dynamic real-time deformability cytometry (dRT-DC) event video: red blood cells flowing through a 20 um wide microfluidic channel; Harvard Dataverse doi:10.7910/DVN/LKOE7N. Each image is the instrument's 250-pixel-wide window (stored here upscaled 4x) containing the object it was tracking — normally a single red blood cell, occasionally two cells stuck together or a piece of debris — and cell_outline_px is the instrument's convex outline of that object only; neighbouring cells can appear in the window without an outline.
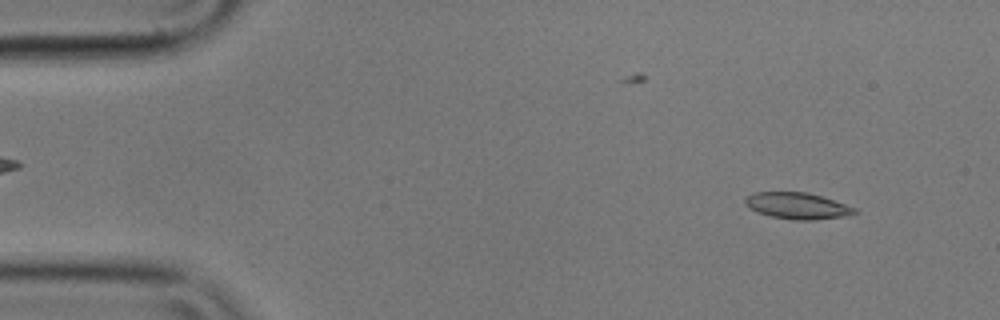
{"species": "common noctule bat (a hibernating species)", "species_latin": "Nyctalus noctula", "temperature_condition": "cold", "stored_images_in_passage": 56, "camera_frame_rate_fps": 3000, "um_per_image_px": 0.085, "animal": {"sex": "male", "body_mass_g": 17.9}, "frame": {"image": 1, "passage_image": 5, "time_ms": 1.333, "image_size_px": [1000, 320], "cell_outline_px": [[860, 212], [840, 216], [816, 220], [792, 220], [772, 216], [756, 212], [744, 204], [744, 196], [752, 192], [808, 192], [856, 208]], "centroid_in_image_um": [67.7, 17.48], "position_along_channel_um": 17.3, "area_um2": 16.82}}
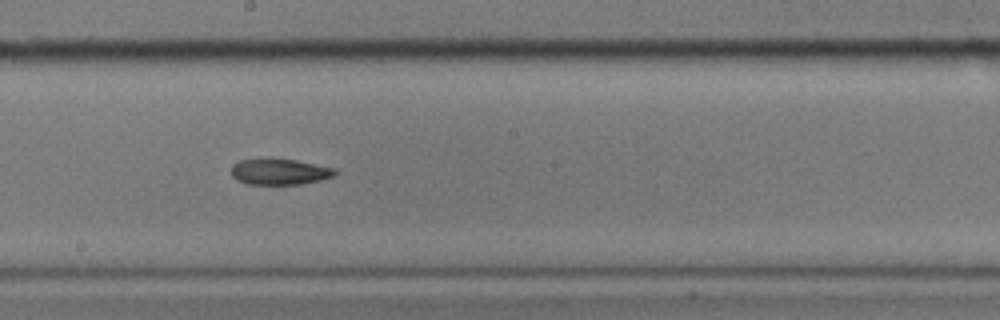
{"frame": {"image": 2, "passage_image": 30, "time_ms": 9.667, "image_size_px": [1000, 320], "cell_outline_px": [[336, 176], [320, 180], [300, 184], [248, 184], [236, 180], [232, 176], [232, 164], [240, 160], [268, 156], [296, 160], [336, 168]], "centroid_in_image_um": [23.75, 14.56], "position_along_channel_um": 224.5, "area_um2": 16.24}}
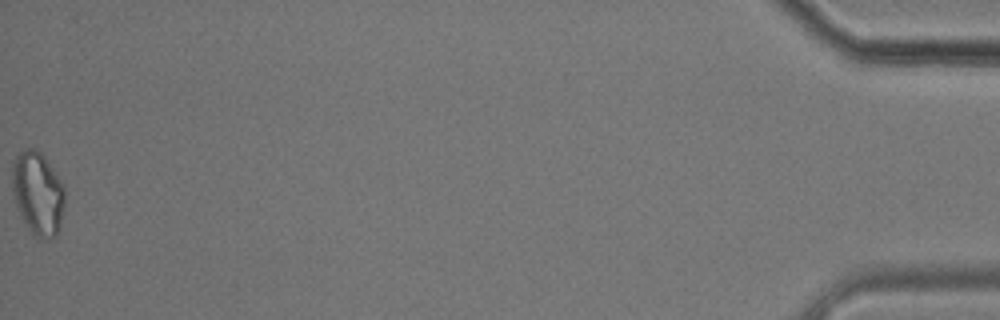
{"frame": {"image": 3, "passage_image": 56, "time_ms": 18.333, "image_size_px": [1000, 320], "cell_outline_px": [[64, 208], [60, 228], [56, 236], [48, 240], [32, 236], [24, 224], [16, 204], [12, 188], [12, 164], [16, 156], [20, 152], [28, 148], [32, 148], [40, 152], [44, 156], [64, 184]], "centroid_in_image_um": [3.22, 16.48], "position_along_channel_um": 432.0, "area_um2": 25.89}, "authors_computed_cell_mechanics": {"area_um2": 16.9354, "velocity_mm_per_s": 3.5453, "shape_relaxation_time_tau1_ms": 3.6409, "shape_relaxation_time_tau2_ms": null, "deformation_change_tau1": 0.0846, "deformation_change_tau2": null}}